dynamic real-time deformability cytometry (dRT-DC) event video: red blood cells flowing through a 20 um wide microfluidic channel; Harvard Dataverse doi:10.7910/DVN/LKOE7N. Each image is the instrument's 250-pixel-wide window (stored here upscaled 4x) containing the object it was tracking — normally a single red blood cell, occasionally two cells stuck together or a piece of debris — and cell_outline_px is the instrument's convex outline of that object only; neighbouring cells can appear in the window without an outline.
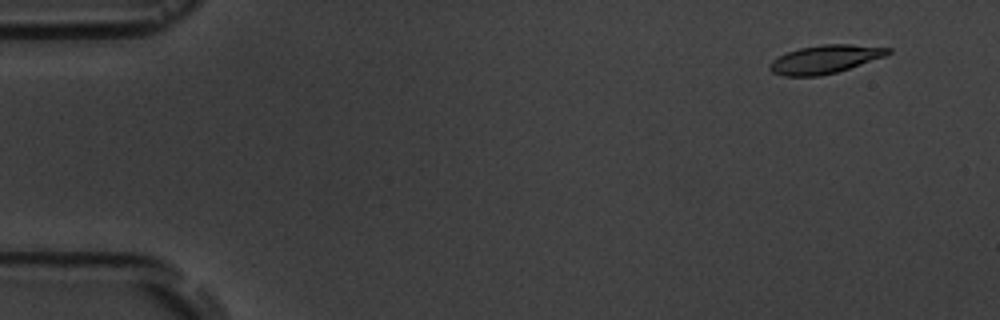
{"species": "common noctule bat (a hibernating species)", "species_latin": "Nyctalus noctula", "temperature_condition": "room temperature", "stored_images_in_passage": 5, "camera_frame_rate_fps": 3000, "um_per_image_px": 0.085, "animal": {"sex": "male", "body_mass_g": 19.5, "forearm_length_mm": 54.6}, "frame": {"image": 1, "passage_image": 1, "time_ms": 0.0, "image_size_px": [1000, 320], "cell_outline_px": [[892, 52], [884, 56], [836, 72], [820, 76], [784, 76], [772, 72], [768, 68], [768, 64], [772, 60], [788, 52], [800, 48], [820, 44], [848, 44], [892, 48]], "centroid_in_image_um": [70.09, 5.03], "position_along_channel_um": 14.9, "area_um2": 19.31}}